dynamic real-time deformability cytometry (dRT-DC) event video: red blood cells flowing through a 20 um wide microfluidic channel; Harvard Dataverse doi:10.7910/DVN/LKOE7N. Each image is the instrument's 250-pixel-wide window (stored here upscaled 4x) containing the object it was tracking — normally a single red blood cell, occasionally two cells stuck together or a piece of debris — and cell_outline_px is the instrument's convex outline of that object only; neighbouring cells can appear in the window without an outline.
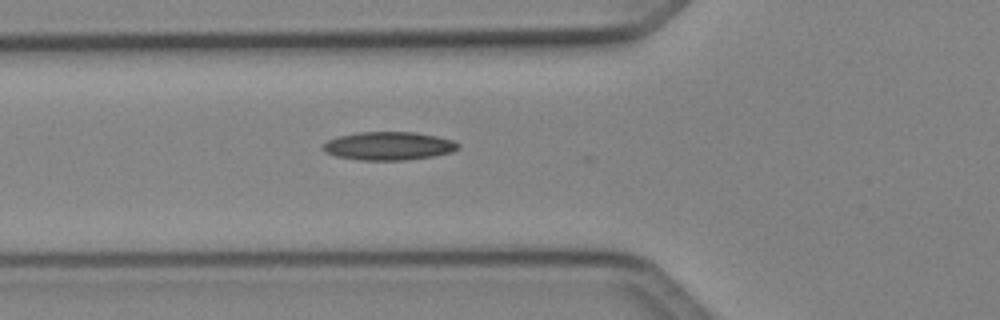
{"species": "Egyptian fruit bat (a non-hibernating species)", "species_latin": "Rousettus aegyptiacus", "temperature_condition": "cold", "stored_images_in_passage": 27, "camera_frame_rate_fps": 3000, "um_per_image_px": 0.085, "animal": {"sex": "female"}, "frame": {"image": 1, "passage_image": 2, "time_ms": 0.333, "image_size_px": [1000, 320], "cell_outline_px": [[460, 148], [452, 152], [432, 156], [404, 160], [360, 160], [336, 156], [324, 152], [320, 148], [328, 140], [340, 136], [360, 132], [416, 132], [436, 136], [452, 140], [460, 144]], "centroid_in_image_um": [33.04, 12.41], "position_along_channel_um": 92.8, "area_um2": 22.25}}
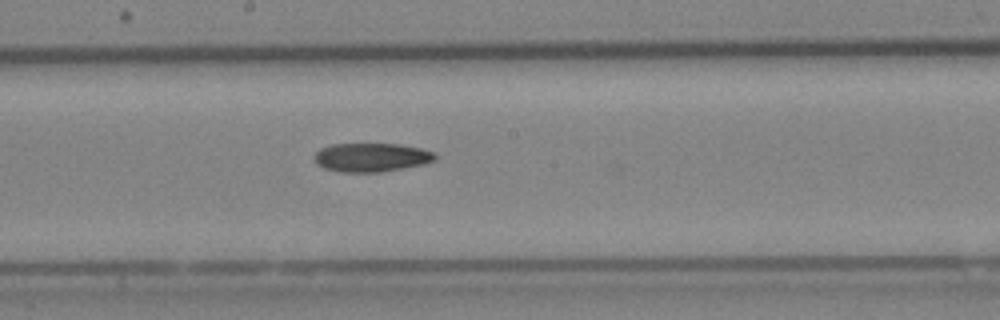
{"frame": {"image": 2, "passage_image": 11, "time_ms": 3.333, "image_size_px": [1000, 320], "cell_outline_px": [[436, 160], [424, 164], [404, 168], [380, 172], [340, 172], [324, 168], [316, 164], [316, 152], [320, 148], [332, 144], [400, 144], [420, 148], [436, 152]], "centroid_in_image_um": [31.6, 13.38], "position_along_channel_um": 216.6, "area_um2": 20.29}}
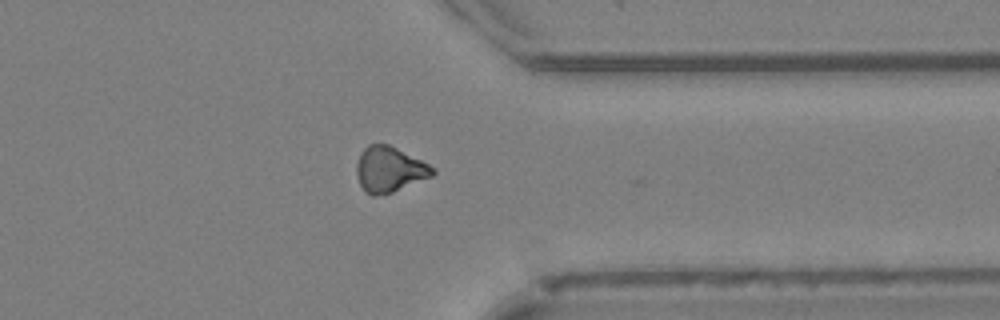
{"frame": {"image": 3, "passage_image": 23, "time_ms": 7.333, "image_size_px": [1000, 320], "cell_outline_px": [[436, 172], [432, 176], [392, 192], [376, 196], [372, 196], [364, 192], [356, 176], [356, 164], [360, 152], [368, 144], [388, 144], [436, 168]], "centroid_in_image_um": [33.07, 14.41], "position_along_channel_um": 378.3, "area_um2": 20.11}}